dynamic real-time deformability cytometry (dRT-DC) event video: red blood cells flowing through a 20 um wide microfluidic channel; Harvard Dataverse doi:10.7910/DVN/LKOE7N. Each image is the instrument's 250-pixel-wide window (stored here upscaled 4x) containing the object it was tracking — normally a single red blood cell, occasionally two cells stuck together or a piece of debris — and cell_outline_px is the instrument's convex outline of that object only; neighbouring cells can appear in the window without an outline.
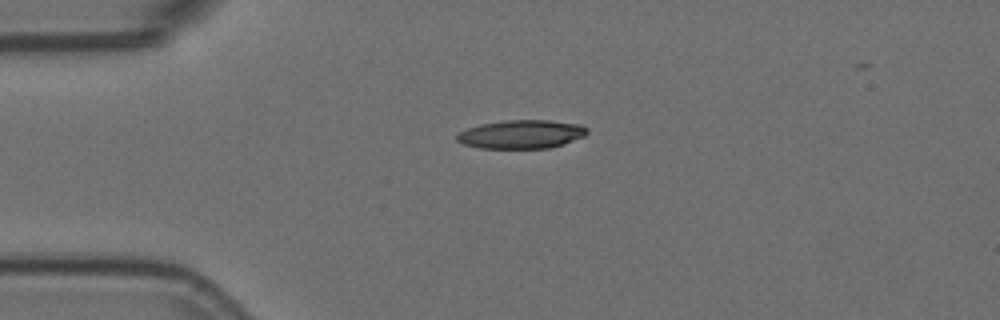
{"species": "Egyptian fruit bat (a non-hibernating species)", "species_latin": "Rousettus aegyptiacus", "temperature_condition": "room temperature", "stored_images_in_passage": 2, "camera_frame_rate_fps": 3000, "um_per_image_px": 0.085, "animal": {"sex": "female"}, "frame": {"image": 1, "passage_image": 1, "time_ms": 0.0, "image_size_px": [1000, 320], "cell_outline_px": [[588, 132], [584, 136], [564, 144], [548, 148], [480, 148], [464, 144], [456, 140], [456, 136], [460, 132], [468, 128], [480, 124], [504, 120], [548, 120], [580, 124], [588, 128]], "centroid_in_image_um": [44.33, 11.41], "position_along_channel_um": 40.7, "area_um2": 21.68}}